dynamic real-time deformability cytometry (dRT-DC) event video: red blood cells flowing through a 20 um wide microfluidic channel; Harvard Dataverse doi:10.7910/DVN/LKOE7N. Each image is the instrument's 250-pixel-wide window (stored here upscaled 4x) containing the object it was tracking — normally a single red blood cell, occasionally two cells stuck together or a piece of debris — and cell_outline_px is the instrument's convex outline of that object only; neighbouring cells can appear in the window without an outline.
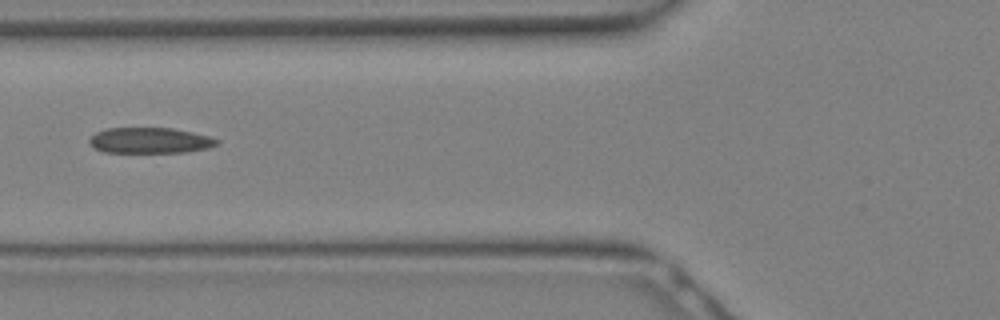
{"species": "Egyptian fruit bat (a non-hibernating species)", "species_latin": "Rousettus aegyptiacus", "temperature_condition": "warm", "stored_images_in_passage": 6, "camera_frame_rate_fps": 3000, "um_per_image_px": 0.085, "animal": {"sex": "female"}, "frame": {"image": 1, "passage_image": 3, "time_ms": 0.667, "image_size_px": [1000, 320], "cell_outline_px": [[220, 144], [208, 148], [188, 152], [104, 152], [96, 148], [88, 140], [96, 132], [108, 128], [172, 128], [192, 132], [208, 136], [220, 140]], "centroid_in_image_um": [12.8, 11.94], "position_along_channel_um": 113.0, "area_um2": 19.02}}
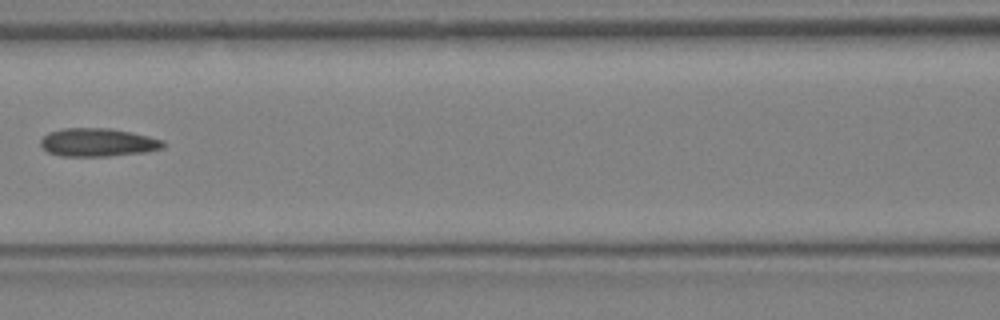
{"frame": {"image": 2, "passage_image": 5, "time_ms": 1.333, "image_size_px": [1000, 320], "cell_outline_px": [[164, 148], [148, 152], [108, 156], [60, 156], [48, 152], [40, 144], [40, 140], [48, 132], [64, 128], [108, 128], [148, 136], [164, 140]], "centroid_in_image_um": [8.32, 12.11], "position_along_channel_um": 158.3, "area_um2": 20.17}}